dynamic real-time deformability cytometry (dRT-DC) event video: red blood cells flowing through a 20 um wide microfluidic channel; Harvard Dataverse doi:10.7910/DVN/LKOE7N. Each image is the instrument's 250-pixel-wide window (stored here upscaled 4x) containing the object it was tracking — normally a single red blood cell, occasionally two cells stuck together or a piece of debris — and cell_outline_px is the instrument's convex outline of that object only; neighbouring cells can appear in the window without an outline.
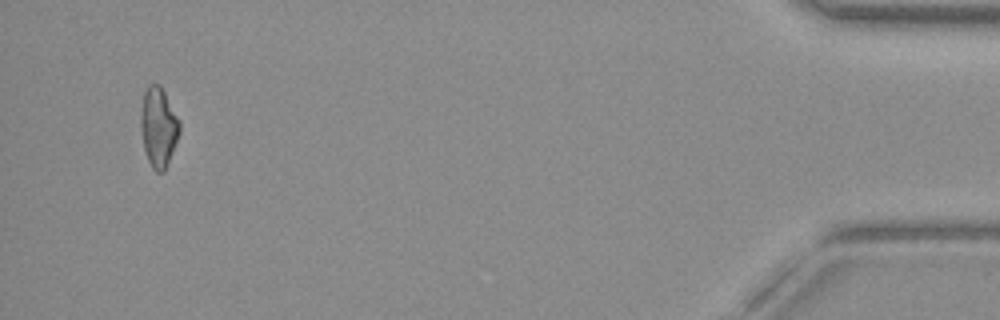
{"species": "common noctule bat (a hibernating species)", "species_latin": "Nyctalus noctula", "temperature_condition": "warm", "stored_images_in_passage": 12, "camera_frame_rate_fps": 3000, "um_per_image_px": 0.085, "animal": {"sex": "female", "body_mass_g": 19.3, "forearm_length_mm": 54.1}, "frame": {"image": 1, "passage_image": 12, "time_ms": 14.333, "image_size_px": [1000, 320], "cell_outline_px": [[180, 132], [168, 164], [164, 172], [156, 172], [152, 168], [148, 160], [144, 148], [140, 128], [140, 112], [144, 92], [148, 84], [160, 84], [180, 120]], "centroid_in_image_um": [13.47, 10.8], "position_along_channel_um": 421.7, "area_um2": 18.21}}